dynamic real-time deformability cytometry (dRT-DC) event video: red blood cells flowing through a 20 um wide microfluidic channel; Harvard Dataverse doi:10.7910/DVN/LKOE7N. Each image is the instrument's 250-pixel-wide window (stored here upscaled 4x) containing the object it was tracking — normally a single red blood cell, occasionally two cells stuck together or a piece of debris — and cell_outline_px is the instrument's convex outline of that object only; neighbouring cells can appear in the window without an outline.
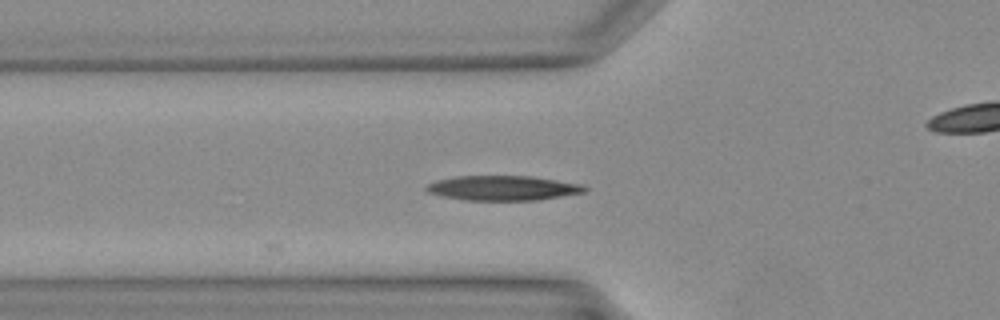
{"species": "Egyptian fruit bat (a non-hibernating species)", "species_latin": "Rousettus aegyptiacus", "temperature_condition": "warm", "stored_images_in_passage": 8, "camera_frame_rate_fps": 3000, "um_per_image_px": 0.085, "animal": {"sex": "female"}, "frame": {"image": 1, "passage_image": 2, "time_ms": 0.333, "image_size_px": [1000, 320], "cell_outline_px": [[588, 188], [584, 192], [536, 200], [464, 200], [444, 196], [428, 192], [424, 188], [428, 184], [436, 180], [456, 176], [532, 176], [580, 184]], "centroid_in_image_um": [42.71, 15.98], "position_along_channel_um": 83.1, "area_um2": 22.6}}